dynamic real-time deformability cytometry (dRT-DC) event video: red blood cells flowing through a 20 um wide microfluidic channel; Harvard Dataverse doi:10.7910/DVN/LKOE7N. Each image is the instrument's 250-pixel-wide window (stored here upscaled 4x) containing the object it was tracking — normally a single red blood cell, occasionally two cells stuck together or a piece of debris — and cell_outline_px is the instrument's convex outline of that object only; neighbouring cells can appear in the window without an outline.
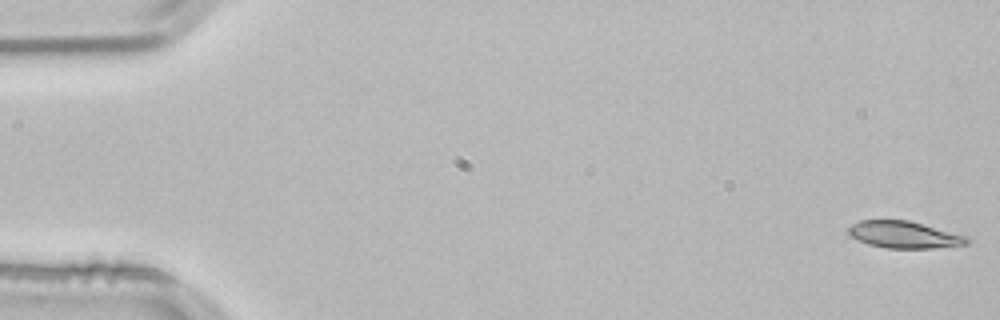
{"species": "common noctule bat (a hibernating species)", "species_latin": "Nyctalus noctula", "temperature_condition": "room temperature", "stored_images_in_passage": 9, "camera_frame_rate_fps": 3000, "um_per_image_px": 0.085, "animal": {"sex": "male", "body_mass_g": 21.5, "forearm_length_mm": 52.0}, "frame": {"image": 1, "passage_image": 1, "time_ms": 0.0, "image_size_px": [1000, 320], "cell_outline_px": [[968, 244], [932, 248], [888, 248], [868, 244], [852, 236], [848, 232], [848, 228], [852, 224], [860, 220], [908, 220], [968, 236]], "centroid_in_image_um": [76.86, 19.94], "position_along_channel_um": 8.1, "area_um2": 18.38}}